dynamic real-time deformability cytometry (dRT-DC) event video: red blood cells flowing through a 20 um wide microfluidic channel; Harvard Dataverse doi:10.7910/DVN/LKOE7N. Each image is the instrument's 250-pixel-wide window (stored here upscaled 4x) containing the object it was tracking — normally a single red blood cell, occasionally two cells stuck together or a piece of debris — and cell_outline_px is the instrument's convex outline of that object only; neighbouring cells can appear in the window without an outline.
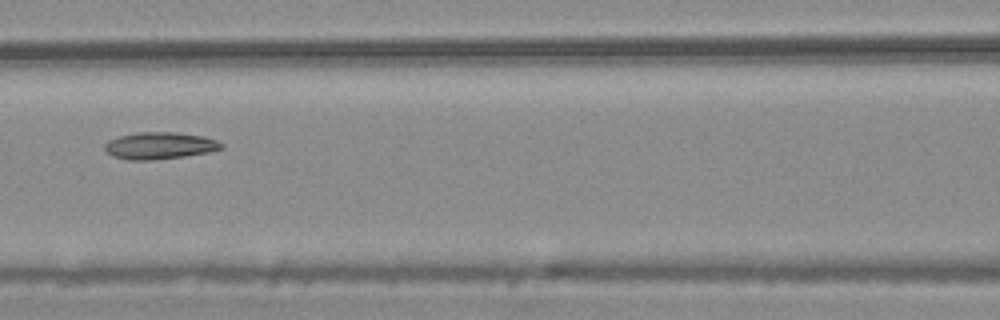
{"species": "common noctule bat (a hibernating species)", "species_latin": "Nyctalus noctula", "temperature_condition": "warm", "stored_images_in_passage": 9, "camera_frame_rate_fps": 3000, "um_per_image_px": 0.085, "animal": {"sex": "male", "body_mass_g": 20.4}, "frame": {"image": 1, "passage_image": 7, "time_ms": 2.0, "image_size_px": [1000, 320], "cell_outline_px": [[224, 148], [208, 152], [184, 156], [152, 160], [128, 160], [112, 156], [104, 148], [104, 144], [108, 140], [120, 136], [136, 132], [176, 132], [200, 136], [216, 140], [224, 144]], "centroid_in_image_um": [13.55, 12.38], "position_along_channel_um": 153.1, "area_um2": 18.26}}
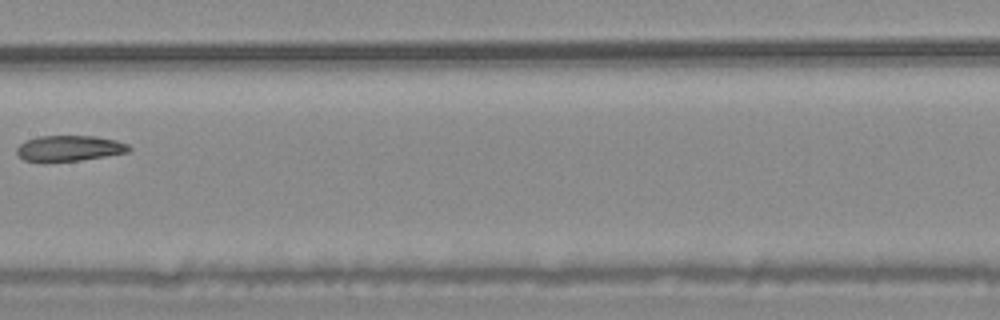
{"frame": {"image": 2, "passage_image": 8, "time_ms": 2.333, "image_size_px": [1000, 320], "cell_outline_px": [[132, 148], [128, 152], [80, 160], [44, 164], [40, 164], [24, 160], [16, 152], [16, 148], [24, 140], [40, 136], [96, 136], [116, 140], [128, 144]], "centroid_in_image_um": [5.83, 12.63], "position_along_channel_um": 201.6, "area_um2": 17.28}}
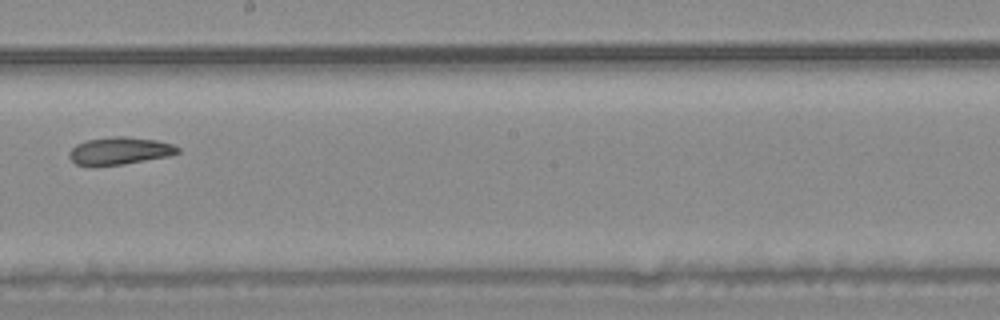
{"frame": {"image": 3, "passage_image": 9, "time_ms": 2.667, "image_size_px": [1000, 320], "cell_outline_px": [[180, 152], [168, 156], [124, 164], [76, 164], [68, 156], [68, 152], [76, 144], [88, 140], [112, 136], [124, 136], [156, 140], [172, 144], [180, 148]], "centroid_in_image_um": [10.2, 12.8], "position_along_channel_um": 238.0, "area_um2": 16.99}}